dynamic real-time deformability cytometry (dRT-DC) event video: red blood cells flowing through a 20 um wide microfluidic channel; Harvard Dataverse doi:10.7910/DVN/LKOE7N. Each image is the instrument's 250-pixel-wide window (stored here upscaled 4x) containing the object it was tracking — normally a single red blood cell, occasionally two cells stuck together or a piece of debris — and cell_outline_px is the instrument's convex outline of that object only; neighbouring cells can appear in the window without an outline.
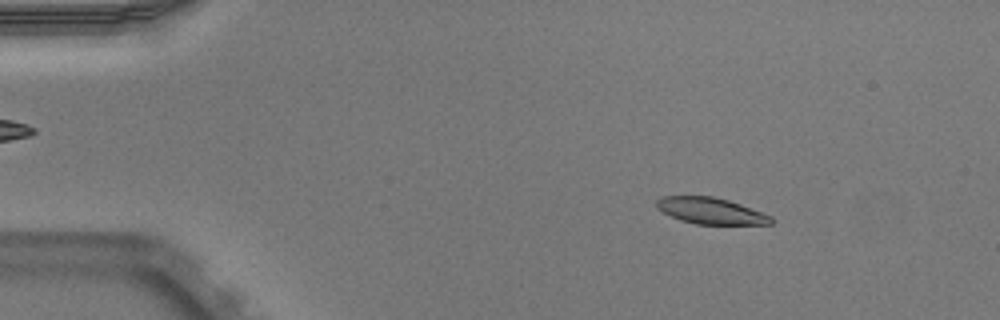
{"species": "Egyptian fruit bat (a non-hibernating species)", "species_latin": "Rousettus aegyptiacus", "temperature_condition": "warm", "stored_images_in_passage": 51, "camera_frame_rate_fps": 3000, "um_per_image_px": 0.085, "animal": {"sex": "male"}, "frame": {"image": 1, "passage_image": 7, "time_ms": 2.0, "image_size_px": [1000, 320], "cell_outline_px": [[776, 220], [772, 224], [696, 224], [680, 220], [656, 208], [656, 200], [660, 196], [712, 196], [728, 200], [740, 204], [772, 216]], "centroid_in_image_um": [60.42, 17.92], "position_along_channel_um": 24.6, "area_um2": 17.57}}
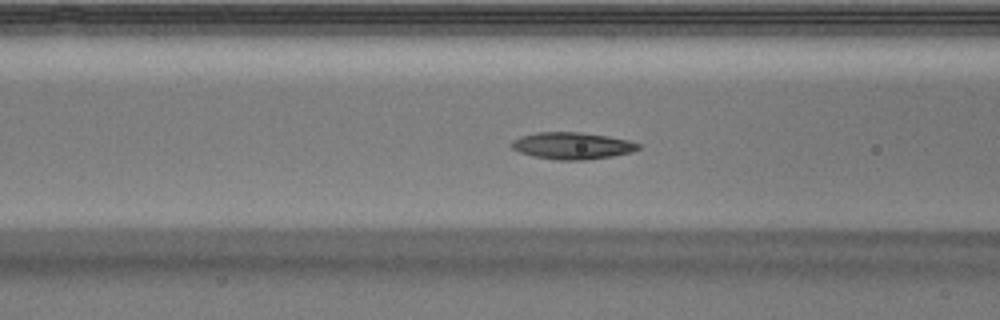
{"frame": {"image": 2, "passage_image": 20, "time_ms": 6.333, "image_size_px": [1000, 320], "cell_outline_px": [[640, 148], [632, 152], [612, 156], [584, 160], [556, 160], [532, 156], [520, 152], [512, 148], [512, 140], [520, 136], [536, 132], [580, 132], [608, 136], [628, 140], [640, 144]], "centroid_in_image_um": [48.63, 12.38], "position_along_channel_um": 118.0, "area_um2": 19.88}}
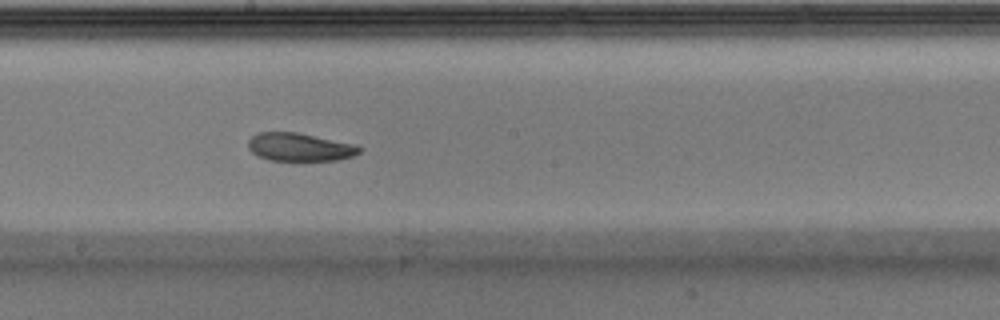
{"frame": {"image": 3, "passage_image": 28, "time_ms": 9.0, "image_size_px": [1000, 320], "cell_outline_px": [[364, 148], [360, 152], [352, 156], [340, 160], [296, 164], [272, 160], [256, 156], [248, 148], [248, 140], [256, 132], [296, 132], [356, 144]], "centroid_in_image_um": [25.49, 12.56], "position_along_channel_um": 222.7, "area_um2": 19.31}, "authors_computed_cell_mechanics": {"area_um2": 19.363, "velocity_mm_per_s": 3.9249, "shape_relaxation_time_tau1_ms": null, "shape_relaxation_time_tau2_ms": 8.8759, "deformation_change_tau1": null, "deformation_change_tau2": 0.1734}}